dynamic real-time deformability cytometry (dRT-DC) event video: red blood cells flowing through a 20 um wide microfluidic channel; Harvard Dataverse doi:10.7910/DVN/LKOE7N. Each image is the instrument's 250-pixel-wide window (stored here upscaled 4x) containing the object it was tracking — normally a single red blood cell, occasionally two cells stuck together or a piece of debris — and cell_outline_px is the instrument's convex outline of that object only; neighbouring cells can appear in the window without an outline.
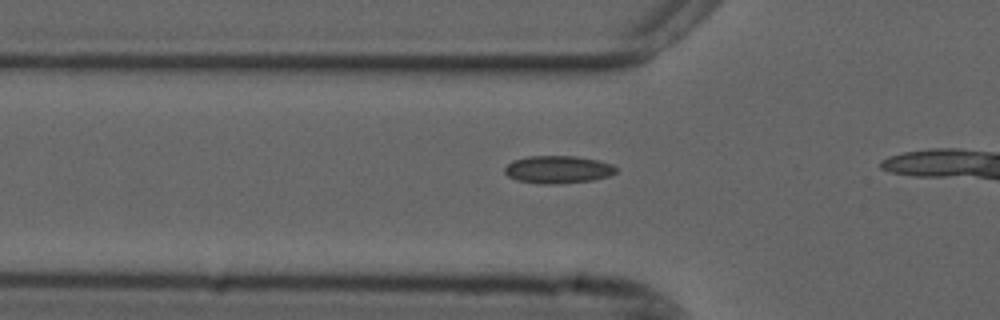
{"species": "common noctule bat (a hibernating species)", "species_latin": "Nyctalus noctula", "temperature_condition": "cold", "stored_images_in_passage": 7, "camera_frame_rate_fps": 3000, "um_per_image_px": 0.085, "animal": {"sex": "male", "forearm_length_mm": 52.5}, "frame": {"image": 1, "passage_image": 2, "time_ms": 0.333, "image_size_px": [1000, 320], "cell_outline_px": [[616, 172], [608, 176], [592, 180], [556, 184], [540, 184], [516, 180], [508, 176], [504, 172], [504, 168], [512, 160], [528, 156], [576, 156], [596, 160], [612, 164], [616, 168]], "centroid_in_image_um": [47.39, 14.41], "position_along_channel_um": 78.4, "area_um2": 17.92}}
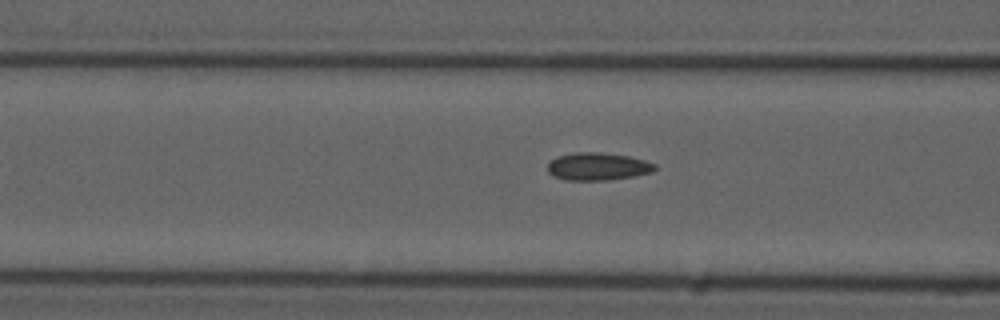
{"frame": {"image": 2, "passage_image": 5, "time_ms": 1.333, "image_size_px": [1000, 320], "cell_outline_px": [[656, 168], [652, 172], [632, 176], [608, 180], [564, 180], [552, 176], [548, 172], [548, 164], [556, 156], [580, 152], [600, 152], [628, 156], [644, 160], [656, 164]], "centroid_in_image_um": [50.79, 14.15], "position_along_channel_um": 115.8, "area_um2": 17.22}}